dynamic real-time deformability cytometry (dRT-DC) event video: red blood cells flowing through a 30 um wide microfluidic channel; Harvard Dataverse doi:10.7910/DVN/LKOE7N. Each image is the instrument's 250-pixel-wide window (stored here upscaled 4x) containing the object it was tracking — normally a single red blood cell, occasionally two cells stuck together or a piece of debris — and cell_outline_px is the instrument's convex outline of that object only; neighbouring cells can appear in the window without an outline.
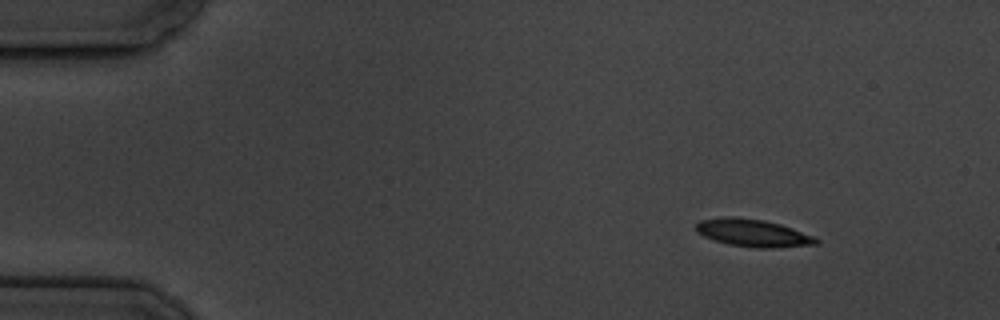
{"species": "common noctule bat (a hibernating species)", "species_latin": "Nyctalus noctula", "temperature_condition": "cold", "stored_images_in_passage": 6, "camera_frame_rate_fps": 3000, "um_per_image_px": 0.085, "animal": {"sex": "male", "body_mass_g": 19.5, "forearm_length_mm": 54.6}, "frame": {"image": 1, "passage_image": 1, "time_ms": 0.0, "image_size_px": [1000, 320], "cell_outline_px": [[820, 244], [772, 248], [756, 248], [728, 244], [704, 236], [696, 232], [696, 224], [700, 220], [724, 216], [736, 216], [764, 220], [780, 224], [792, 228], [812, 236], [820, 240]], "centroid_in_image_um": [63.99, 19.79], "position_along_channel_um": 21.0, "area_um2": 19.31}}
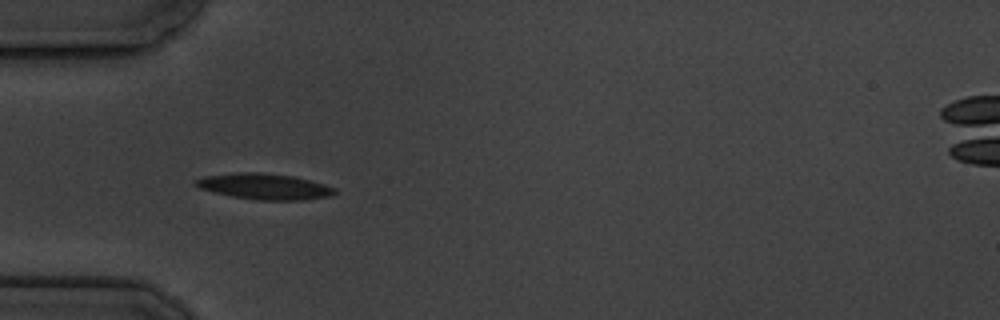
{"frame": {"image": 2, "passage_image": 4, "time_ms": 3.667, "image_size_px": [1000, 320], "cell_outline_px": [[336, 192], [332, 196], [304, 200], [256, 200], [232, 196], [200, 188], [192, 184], [192, 180], [204, 176], [232, 172], [260, 172], [296, 176], [324, 184], [336, 188]], "centroid_in_image_um": [22.47, 15.84], "position_along_channel_um": 62.5, "area_um2": 21.27}}